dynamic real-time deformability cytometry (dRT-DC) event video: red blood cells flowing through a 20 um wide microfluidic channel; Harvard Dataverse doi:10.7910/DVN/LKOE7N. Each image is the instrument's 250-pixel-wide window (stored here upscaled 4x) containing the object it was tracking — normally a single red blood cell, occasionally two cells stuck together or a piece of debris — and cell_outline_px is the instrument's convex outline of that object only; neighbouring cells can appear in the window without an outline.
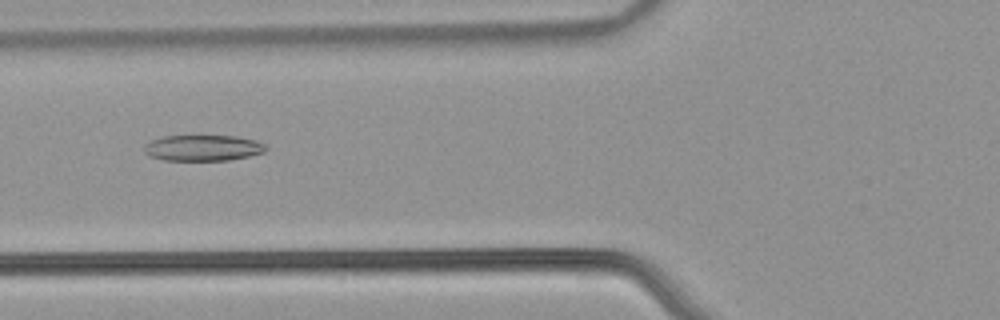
{"species": "common noctule bat (a hibernating species)", "species_latin": "Nyctalus noctula", "temperature_condition": "warm", "stored_images_in_passage": 53, "camera_frame_rate_fps": 3000, "um_per_image_px": 0.085, "animal": {"sex": "male", "body_mass_g": 21.5, "forearm_length_mm": 52.0}, "frame": {"image": 1, "passage_image": 21, "time_ms": 6.667, "image_size_px": [1000, 320], "cell_outline_px": [[268, 148], [264, 152], [248, 156], [228, 160], [164, 160], [148, 156], [144, 152], [144, 144], [152, 140], [164, 136], [236, 136], [256, 140], [264, 144]], "centroid_in_image_um": [17.23, 12.57], "position_along_channel_um": 108.6, "area_um2": 18.38}}
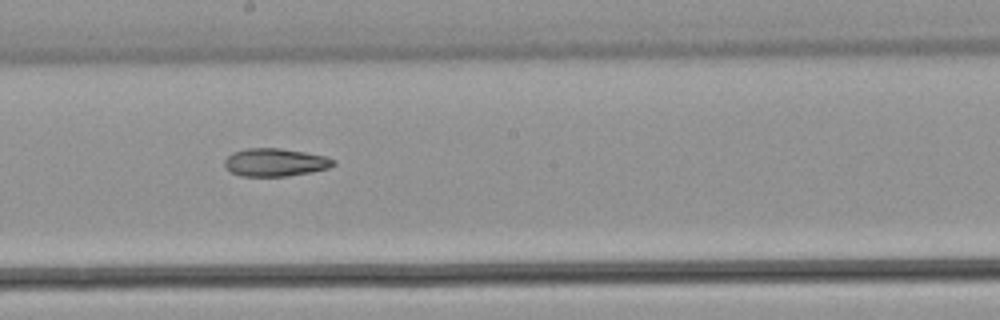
{"frame": {"image": 2, "passage_image": 30, "time_ms": 9.667, "image_size_px": [1000, 320], "cell_outline_px": [[336, 164], [328, 168], [312, 172], [288, 176], [240, 176], [232, 172], [224, 164], [224, 160], [232, 152], [244, 148], [280, 148], [304, 152], [324, 156], [336, 160]], "centroid_in_image_um": [23.39, 13.79], "position_along_channel_um": 224.8, "area_um2": 17.74}}
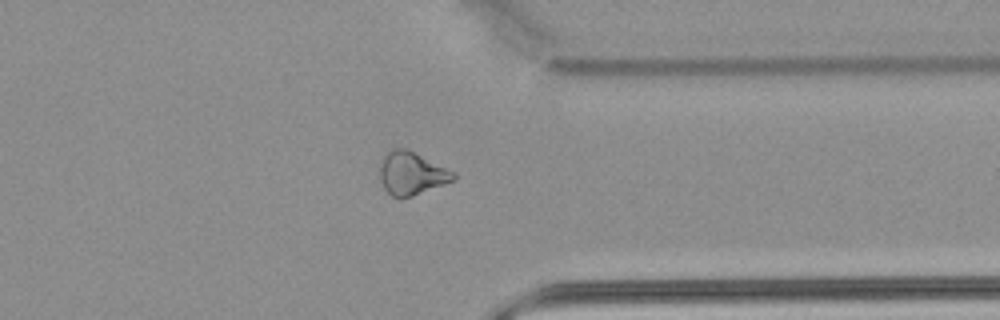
{"frame": {"image": 3, "passage_image": 42, "time_ms": 13.667, "image_size_px": [1000, 320], "cell_outline_px": [[456, 180], [412, 196], [400, 200], [392, 196], [384, 188], [380, 180], [380, 168], [384, 156], [392, 148], [408, 148], [456, 172]], "centroid_in_image_um": [35.01, 14.74], "position_along_channel_um": 376.4, "area_um2": 18.73}, "authors_computed_cell_mechanics": {"area_um2": 20.5768, "velocity_mm_per_s": 3.8797, "shape_relaxation_time_tau1_ms": null, "shape_relaxation_time_tau2_ms": 6.1964, "deformation_change_tau1": null, "deformation_change_tau2": 0.1522}}